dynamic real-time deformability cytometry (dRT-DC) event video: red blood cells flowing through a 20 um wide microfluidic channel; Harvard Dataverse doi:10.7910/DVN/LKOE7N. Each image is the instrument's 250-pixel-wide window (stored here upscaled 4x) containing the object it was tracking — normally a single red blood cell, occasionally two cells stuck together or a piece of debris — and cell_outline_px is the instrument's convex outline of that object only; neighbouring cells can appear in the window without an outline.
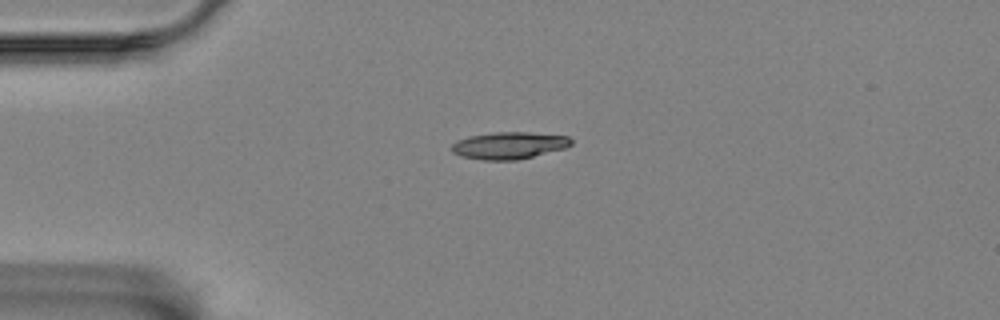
{"species": "Egyptian fruit bat (a non-hibernating species)", "species_latin": "Rousettus aegyptiacus", "temperature_condition": "room temperature", "stored_images_in_passage": 44, "camera_frame_rate_fps": 3000, "um_per_image_px": 0.085, "animal": {"sex": "female"}, "frame": {"image": 1, "passage_image": 1, "time_ms": 0.0, "image_size_px": [1000, 320], "cell_outline_px": [[572, 144], [564, 148], [516, 160], [484, 160], [460, 156], [452, 152], [452, 144], [456, 140], [468, 136], [496, 132], [528, 132], [568, 136], [572, 140]], "centroid_in_image_um": [43.23, 12.36], "position_along_channel_um": 41.8, "area_um2": 18.73}}
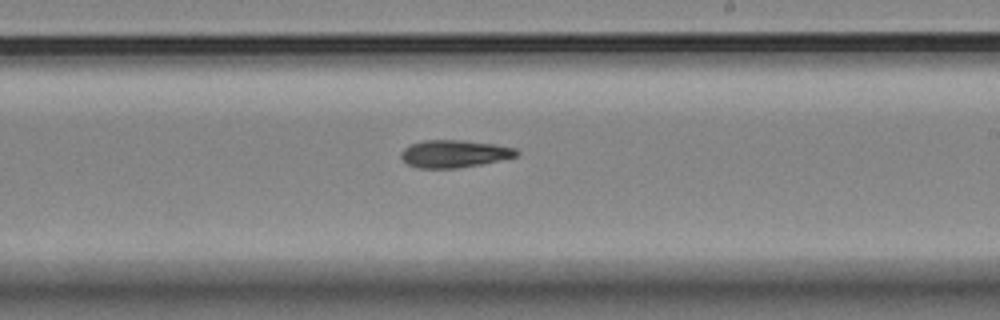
{"frame": {"image": 2, "passage_image": 21, "time_ms": 6.667, "image_size_px": [1000, 320], "cell_outline_px": [[520, 152], [516, 156], [500, 160], [480, 164], [456, 168], [416, 168], [408, 164], [400, 156], [400, 152], [408, 144], [424, 140], [460, 140], [496, 144], [516, 148]], "centroid_in_image_um": [38.59, 13.06], "position_along_channel_um": 250.4, "area_um2": 18.55}}
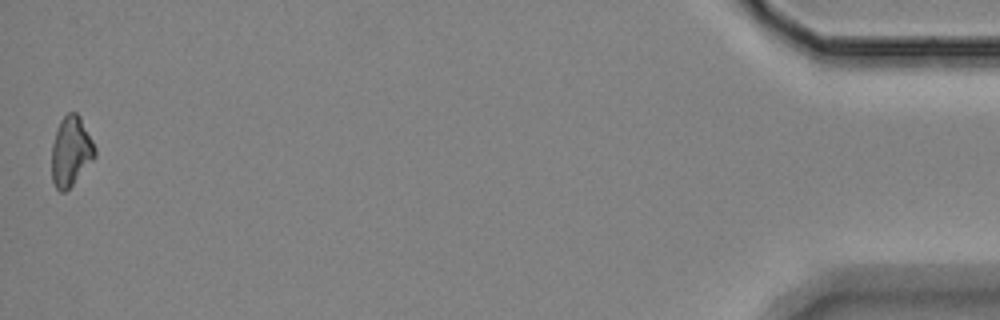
{"frame": {"image": 3, "passage_image": 44, "time_ms": 14.333, "image_size_px": [1000, 320], "cell_outline_px": [[96, 156], [72, 184], [64, 192], [60, 192], [56, 188], [52, 180], [52, 144], [60, 120], [68, 112], [76, 112], [80, 116], [96, 148]], "centroid_in_image_um": [6.02, 12.84], "position_along_channel_um": 429.2, "area_um2": 17.34}, "authors_computed_cell_mechanics": {"area_um2": 18.2648, "velocity_mm_per_s": 3.4942, "shape_relaxation_time_tau1_ms": 7.9674, "shape_relaxation_time_tau2_ms": null, "deformation_change_tau1": 0.1651, "deformation_change_tau2": null}}